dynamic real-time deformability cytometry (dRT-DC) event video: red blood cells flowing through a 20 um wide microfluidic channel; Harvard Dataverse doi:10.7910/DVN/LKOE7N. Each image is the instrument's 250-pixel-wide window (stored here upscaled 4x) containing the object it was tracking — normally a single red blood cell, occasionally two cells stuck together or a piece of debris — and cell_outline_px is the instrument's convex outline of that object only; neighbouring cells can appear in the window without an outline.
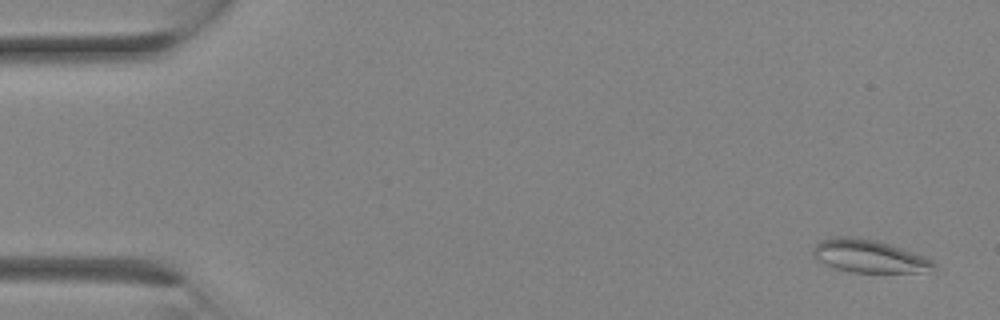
{"species": "Egyptian fruit bat (a non-hibernating species)", "species_latin": "Rousettus aegyptiacus", "temperature_condition": "room temperature", "stored_images_in_passage": 8, "camera_frame_rate_fps": 3000, "um_per_image_px": 0.085, "animal": {"sex": "female"}, "frame": {"image": 1, "passage_image": 1, "time_ms": 0.0, "image_size_px": [1000, 320], "cell_outline_px": [[936, 264], [920, 272], [852, 272], [836, 268], [820, 260], [812, 252], [812, 248], [820, 240], [832, 236], [856, 236], [888, 244], [924, 256], [932, 260]], "centroid_in_image_um": [73.81, 21.75], "position_along_channel_um": 11.2, "area_um2": 22.48}}